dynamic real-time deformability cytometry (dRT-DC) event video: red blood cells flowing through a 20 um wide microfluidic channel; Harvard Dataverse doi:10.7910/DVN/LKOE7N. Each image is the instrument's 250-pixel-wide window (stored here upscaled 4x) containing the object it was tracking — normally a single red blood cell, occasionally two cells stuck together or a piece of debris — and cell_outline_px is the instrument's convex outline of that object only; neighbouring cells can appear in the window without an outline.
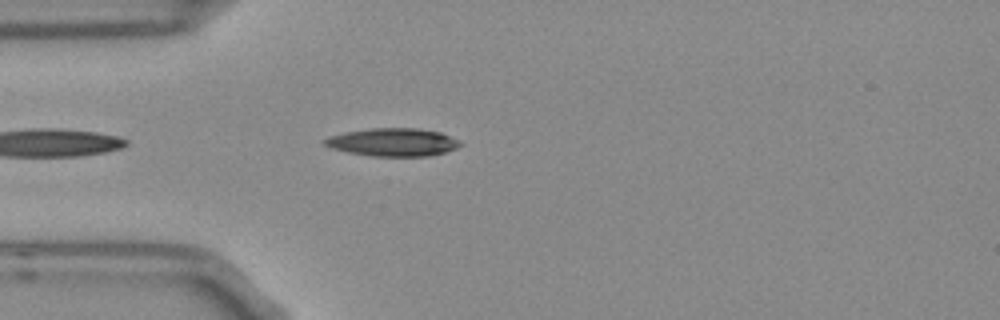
{"species": "Egyptian fruit bat (a non-hibernating species)", "species_latin": "Rousettus aegyptiacus", "temperature_condition": "room temperature", "stored_images_in_passage": 3, "camera_frame_rate_fps": 3000, "um_per_image_px": 0.085, "frame": {"image": 1, "passage_image": 3, "time_ms": 0.667, "image_size_px": [1000, 320], "cell_outline_px": [[464, 144], [456, 148], [444, 152], [428, 156], [372, 156], [348, 152], [332, 148], [324, 144], [324, 140], [328, 136], [348, 132], [372, 128], [420, 128], [440, 132], [460, 140]], "centroid_in_image_um": [33.44, 12.08], "position_along_channel_um": 51.6, "area_um2": 22.02}}